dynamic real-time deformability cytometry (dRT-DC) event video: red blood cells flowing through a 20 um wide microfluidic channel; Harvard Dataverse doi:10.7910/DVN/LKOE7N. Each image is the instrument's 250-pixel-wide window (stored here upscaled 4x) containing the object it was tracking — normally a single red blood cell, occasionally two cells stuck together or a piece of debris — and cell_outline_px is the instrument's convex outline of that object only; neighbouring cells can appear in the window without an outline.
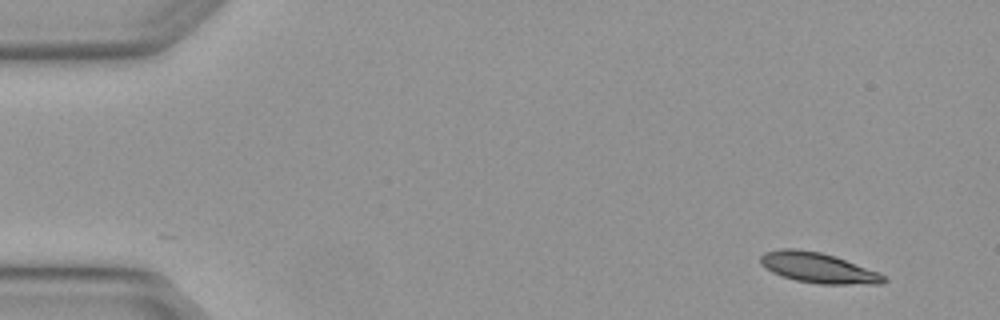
{"species": "Egyptian fruit bat (a non-hibernating species)", "species_latin": "Rousettus aegyptiacus", "temperature_condition": "warm", "stored_images_in_passage": 3, "camera_frame_rate_fps": 3000, "um_per_image_px": 0.085, "animal": {"sex": "female"}, "frame": {"image": 1, "passage_image": 1, "time_ms": 0.0, "image_size_px": [1000, 320], "cell_outline_px": [[888, 280], [884, 284], [820, 284], [796, 280], [772, 272], [760, 264], [760, 256], [764, 252], [780, 248], [792, 248], [820, 252], [836, 256], [880, 272]], "centroid_in_image_um": [69.57, 22.76], "position_along_channel_um": 15.4, "area_um2": 21.91}}